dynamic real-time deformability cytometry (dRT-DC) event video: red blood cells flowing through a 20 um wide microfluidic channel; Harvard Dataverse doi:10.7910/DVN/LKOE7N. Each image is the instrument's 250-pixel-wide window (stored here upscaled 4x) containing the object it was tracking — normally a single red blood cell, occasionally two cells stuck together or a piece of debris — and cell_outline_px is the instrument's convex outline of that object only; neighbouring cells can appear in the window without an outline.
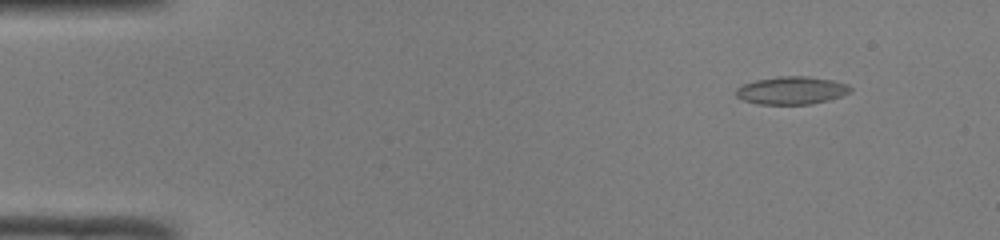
{"species": "common noctule bat (a hibernating species)", "species_latin": "Nyctalus noctula", "temperature_condition": "room temperature", "stored_images_in_passage": 48, "camera_frame_rate_fps": 3000, "um_per_image_px": 0.085, "animal": {"sex": "male", "body_mass_g": 19.0, "forearm_length_mm": 50.8}, "frame": {"image": 1, "passage_image": 3, "time_ms": 0.667, "image_size_px": [1000, 240], "cell_outline_px": [[852, 92], [828, 100], [812, 104], [760, 104], [744, 100], [736, 96], [736, 88], [744, 84], [756, 80], [780, 76], [808, 76], [832, 80], [848, 84], [852, 88]], "centroid_in_image_um": [67.31, 7.68], "position_along_channel_um": 17.7, "area_um2": 18.5}}
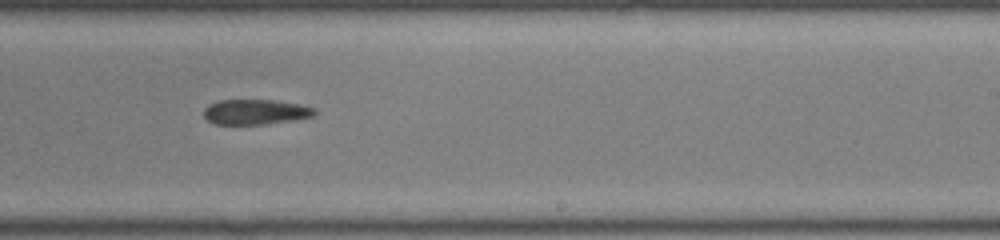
{"frame": {"image": 2, "passage_image": 29, "time_ms": 9.333, "image_size_px": [1000, 240], "cell_outline_px": [[316, 112], [312, 116], [292, 120], [264, 124], [216, 124], [208, 120], [204, 116], [204, 108], [208, 104], [220, 100], [272, 100], [300, 104], [316, 108]], "centroid_in_image_um": [21.7, 9.5], "position_along_channel_um": 267.3, "area_um2": 16.13}}
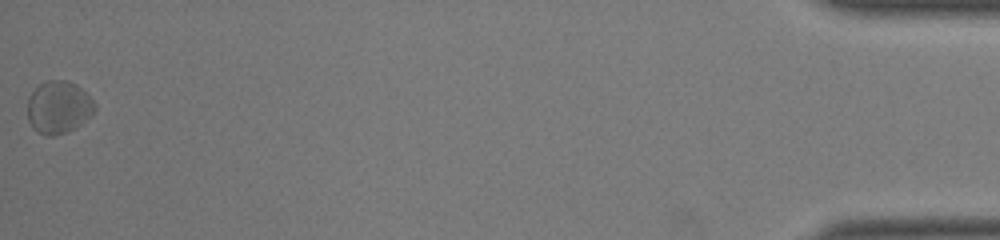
{"frame": {"image": 3, "passage_image": 48, "time_ms": 15.667, "image_size_px": [1000, 240], "cell_outline_px": [[96, 108], [92, 116], [80, 124], [64, 132], [52, 136], [44, 136], [36, 132], [32, 128], [28, 120], [28, 96], [40, 84], [48, 80], [68, 80], [76, 84], [96, 104]], "centroid_in_image_um": [4.96, 9.12], "position_along_channel_um": 430.2, "area_um2": 20.58}}